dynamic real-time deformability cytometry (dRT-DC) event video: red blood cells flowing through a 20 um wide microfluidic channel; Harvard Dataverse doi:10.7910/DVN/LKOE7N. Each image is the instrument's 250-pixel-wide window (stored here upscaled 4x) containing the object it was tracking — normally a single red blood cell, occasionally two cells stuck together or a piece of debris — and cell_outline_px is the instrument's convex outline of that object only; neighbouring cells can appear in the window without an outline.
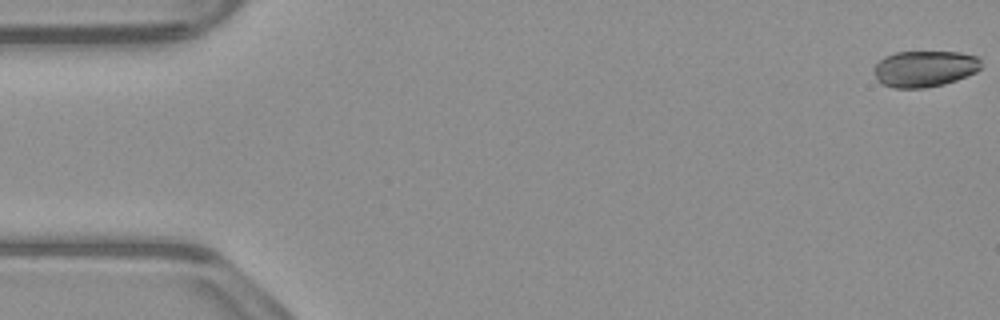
{"species": "common noctule bat (a hibernating species)", "species_latin": "Nyctalus noctula", "temperature_condition": "warm", "stored_images_in_passage": 54, "camera_frame_rate_fps": 3000, "um_per_image_px": 0.085, "animal": {"sex": "male", "body_mass_g": 23.1, "forearm_length_mm": 52.7}, "frame": {"image": 1, "passage_image": 1, "time_ms": 0.0, "image_size_px": [1000, 320], "cell_outline_px": [[980, 68], [976, 72], [956, 80], [944, 84], [924, 88], [892, 88], [880, 84], [876, 80], [872, 68], [884, 56], [896, 52], [960, 52], [976, 56], [980, 60]], "centroid_in_image_um": [78.53, 5.85], "position_along_channel_um": 6.5, "area_um2": 22.83}}
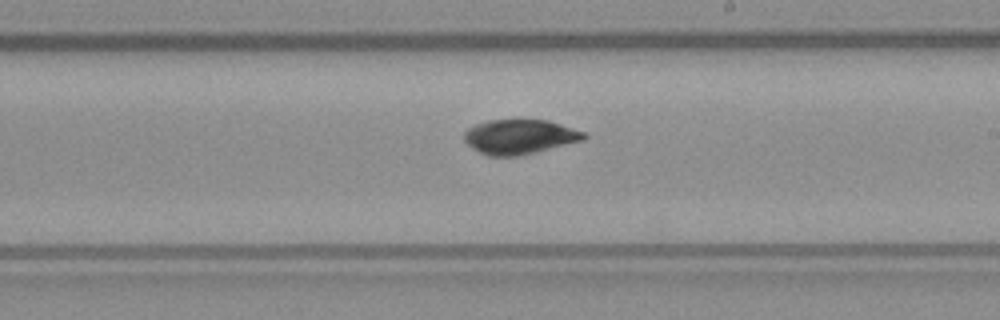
{"frame": {"image": 2, "passage_image": 31, "time_ms": 10.0, "image_size_px": [1000, 320], "cell_outline_px": [[588, 136], [584, 140], [520, 156], [488, 156], [472, 148], [464, 140], [464, 132], [468, 128], [476, 124], [488, 120], [548, 120], [584, 132]], "centroid_in_image_um": [44.16, 11.63], "position_along_channel_um": 244.8, "area_um2": 24.1}}
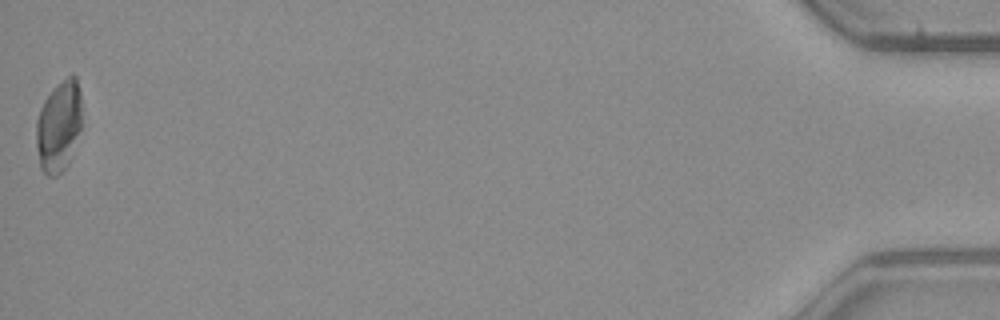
{"frame": {"image": 3, "passage_image": 54, "time_ms": 17.667, "image_size_px": [1000, 320], "cell_outline_px": [[80, 128], [68, 164], [56, 176], [48, 176], [40, 168], [36, 144], [36, 120], [40, 108], [44, 100], [52, 88], [56, 84], [72, 72], [76, 76], [80, 92]], "centroid_in_image_um": [4.97, 10.68], "position_along_channel_um": 430.2, "area_um2": 24.22}, "authors_computed_cell_mechanics": {"area_um2": 24.4205, "velocity_mm_per_s": 3.8301, "shape_relaxation_time_tau1_ms": null, "shape_relaxation_time_tau2_ms": 6.0793, "deformation_change_tau1": null, "deformation_change_tau2": 0.0791}}